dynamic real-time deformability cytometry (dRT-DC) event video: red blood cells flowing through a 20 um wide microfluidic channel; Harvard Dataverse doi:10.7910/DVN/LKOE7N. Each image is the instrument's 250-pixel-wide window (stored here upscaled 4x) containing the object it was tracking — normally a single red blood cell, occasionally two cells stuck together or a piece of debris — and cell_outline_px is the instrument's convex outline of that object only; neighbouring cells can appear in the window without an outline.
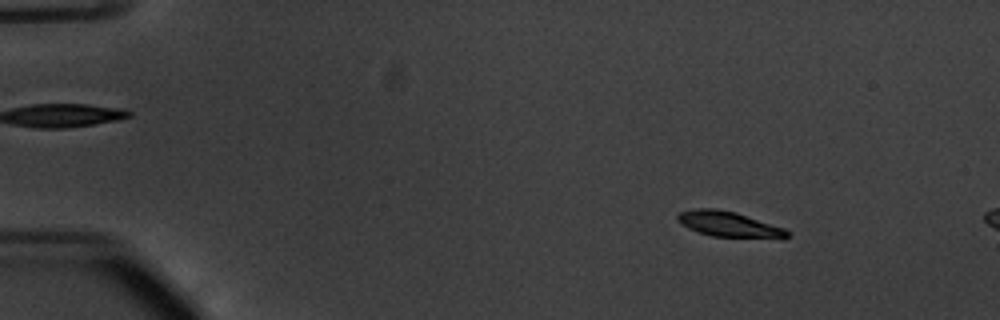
{"species": "common noctule bat (a hibernating species)", "species_latin": "Nyctalus noctula", "temperature_condition": "warm", "stored_images_in_passage": 11, "camera_frame_rate_fps": 3000, "um_per_image_px": 0.085, "animal": {"sex": "male", "body_mass_g": 20.1, "forearm_length_mm": 53.5}, "frame": {"image": 1, "passage_image": 5, "time_ms": 1.333, "image_size_px": [1000, 320], "cell_outline_px": [[792, 236], [712, 236], [688, 228], [676, 216], [680, 212], [692, 208], [716, 208], [736, 212], [784, 228]], "centroid_in_image_um": [61.86, 19.0], "position_along_channel_um": 23.1, "area_um2": 15.37}}